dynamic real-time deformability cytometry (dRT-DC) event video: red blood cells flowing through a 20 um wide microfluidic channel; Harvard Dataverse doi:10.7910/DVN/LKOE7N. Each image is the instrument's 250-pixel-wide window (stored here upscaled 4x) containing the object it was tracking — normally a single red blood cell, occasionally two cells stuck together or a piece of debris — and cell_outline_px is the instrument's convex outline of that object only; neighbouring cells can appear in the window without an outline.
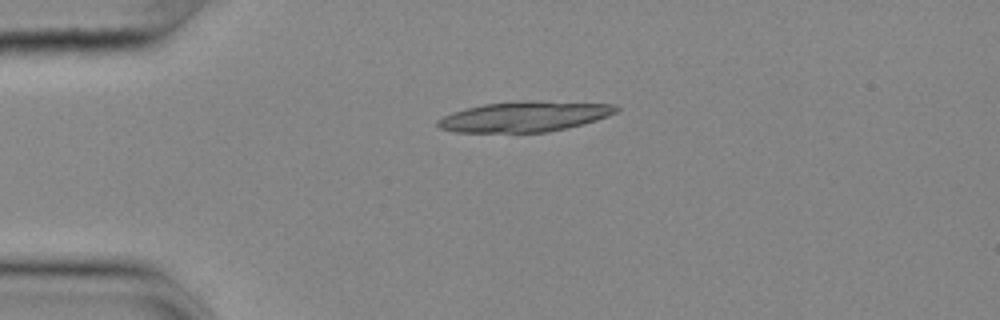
{"species": "common noctule bat (a hibernating species)", "species_latin": "Nyctalus noctula", "temperature_condition": "cold", "stored_images_in_passage": 43, "camera_frame_rate_fps": 3000, "um_per_image_px": 0.085, "animal": {"sex": "female", "body_mass_g": 25.1}, "frame": {"image": 1, "passage_image": 1, "time_ms": 0.0, "image_size_px": [1000, 320], "cell_outline_px": [[620, 108], [616, 112], [608, 116], [584, 124], [568, 128], [548, 132], [456, 132], [440, 128], [436, 124], [436, 120], [452, 112], [484, 104], [520, 100], [524, 100], [616, 104]], "centroid_in_image_um": [44.61, 9.9], "position_along_channel_um": 40.4, "area_um2": 31.67}}
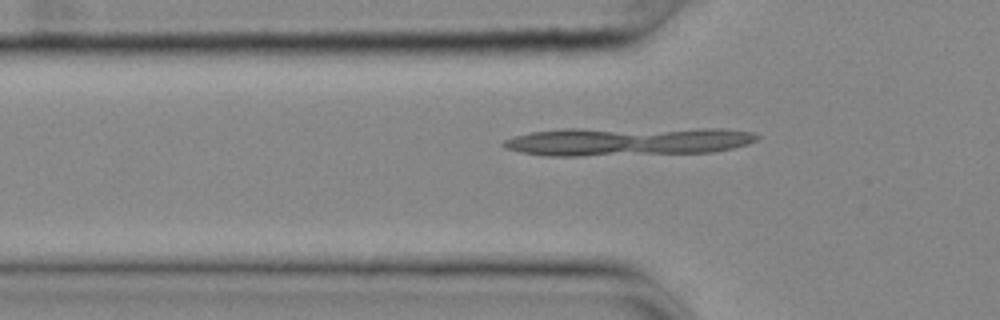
{"frame": {"image": 2, "passage_image": 6, "time_ms": 1.667, "image_size_px": [1000, 320], "cell_outline_px": [[760, 136], [756, 140], [748, 144], [732, 148], [712, 152], [580, 156], [544, 156], [520, 152], [504, 148], [500, 144], [504, 140], [516, 136], [532, 132], [564, 128], [720, 128], [756, 132]], "centroid_in_image_um": [53.35, 12.0], "position_along_channel_um": 72.5, "area_um2": 42.89}}
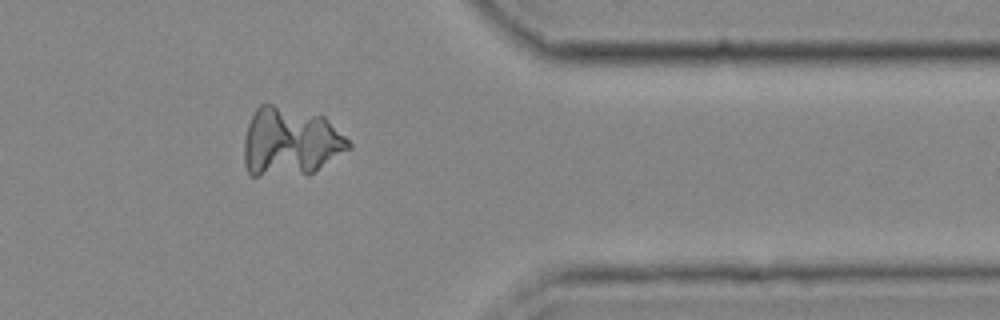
{"frame": {"image": 3, "passage_image": 33, "time_ms": 10.667, "image_size_px": [1000, 320], "cell_outline_px": [[352, 148], [308, 176], [252, 176], [248, 172], [244, 164], [244, 140], [248, 124], [256, 108], [260, 104], [272, 104], [324, 116], [352, 144]], "centroid_in_image_um": [24.68, 12.1], "position_along_channel_um": 386.7, "area_um2": 42.37}}